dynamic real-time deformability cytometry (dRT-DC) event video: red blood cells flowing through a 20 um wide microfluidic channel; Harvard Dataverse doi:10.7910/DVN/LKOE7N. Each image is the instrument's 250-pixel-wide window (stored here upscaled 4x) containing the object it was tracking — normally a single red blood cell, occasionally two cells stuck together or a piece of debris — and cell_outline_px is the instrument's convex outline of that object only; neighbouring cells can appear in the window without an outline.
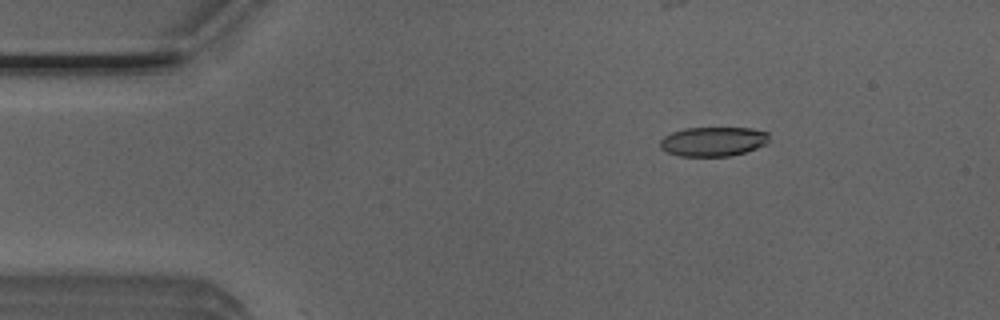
{"species": "Egyptian fruit bat (a non-hibernating species)", "species_latin": "Rousettus aegyptiacus", "temperature_condition": "room temperature", "stored_images_in_passage": 4, "camera_frame_rate_fps": 3000, "um_per_image_px": 0.085, "animal": {"sex": "male"}, "frame": {"image": 1, "passage_image": 2, "time_ms": 0.333, "image_size_px": [1000, 320], "cell_outline_px": [[768, 144], [744, 152], [728, 156], [680, 156], [668, 152], [660, 148], [660, 140], [664, 136], [672, 132], [684, 128], [752, 128], [768, 132]], "centroid_in_image_um": [60.62, 12.02], "position_along_channel_um": 24.4, "area_um2": 18.67}}
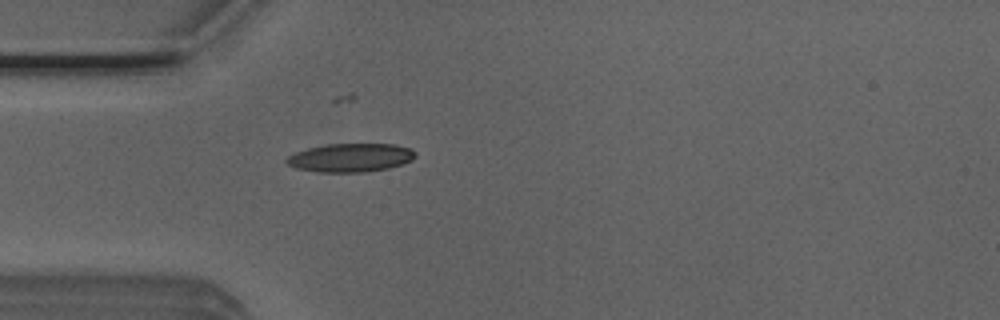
{"frame": {"image": 2, "passage_image": 4, "time_ms": 1.0, "image_size_px": [1000, 320], "cell_outline_px": [[416, 156], [412, 160], [388, 168], [364, 172], [320, 172], [296, 168], [288, 164], [284, 160], [288, 156], [296, 152], [308, 148], [328, 144], [396, 144], [412, 148], [416, 152]], "centroid_in_image_um": [29.82, 13.39], "position_along_channel_um": 55.2, "area_um2": 21.39}}